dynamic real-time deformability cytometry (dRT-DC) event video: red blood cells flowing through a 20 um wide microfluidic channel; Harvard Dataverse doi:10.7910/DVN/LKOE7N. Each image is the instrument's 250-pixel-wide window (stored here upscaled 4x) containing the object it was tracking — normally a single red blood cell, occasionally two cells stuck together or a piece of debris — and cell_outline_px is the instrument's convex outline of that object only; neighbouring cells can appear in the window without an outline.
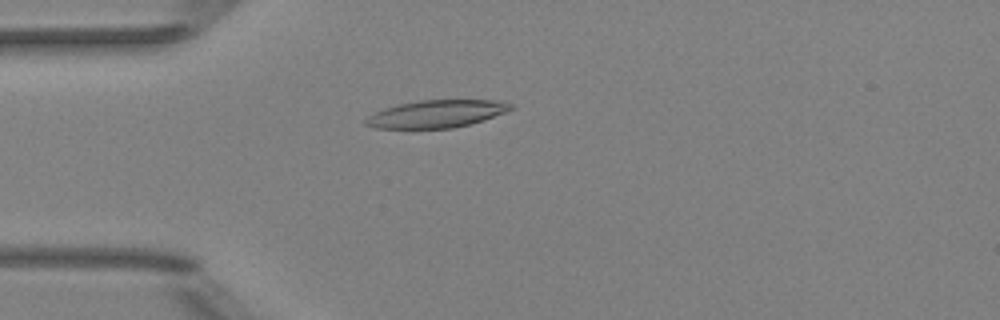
{"species": "Egyptian fruit bat (a non-hibernating species)", "species_latin": "Rousettus aegyptiacus", "temperature_condition": "room temperature", "stored_images_in_passage": 46, "camera_frame_rate_fps": 3000, "um_per_image_px": 0.085, "animal": {"sex": "female"}, "frame": {"image": 1, "passage_image": 9, "time_ms": 2.667, "image_size_px": [1000, 320], "cell_outline_px": [[512, 108], [504, 112], [484, 120], [452, 128], [376, 128], [364, 124], [364, 120], [368, 116], [384, 108], [396, 104], [420, 100], [496, 100], [512, 104]], "centroid_in_image_um": [37.06, 9.67], "position_along_channel_um": 47.9, "area_um2": 23.06}}
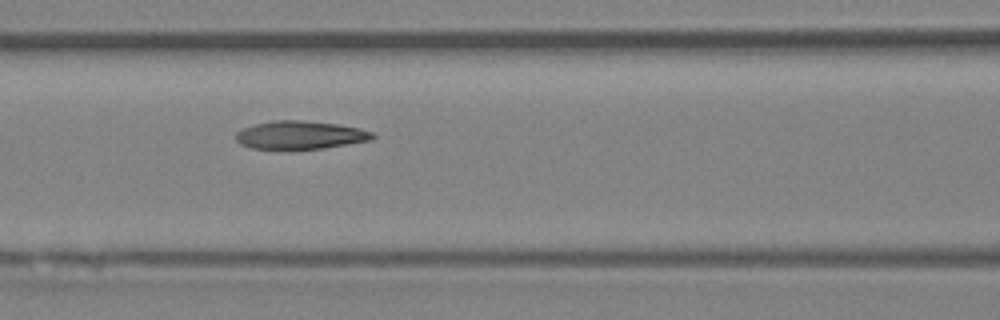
{"frame": {"image": 2, "passage_image": 17, "time_ms": 5.333, "image_size_px": [1000, 320], "cell_outline_px": [[376, 136], [372, 140], [324, 148], [252, 148], [240, 144], [236, 140], [236, 132], [252, 124], [276, 120], [304, 120], [336, 124], [360, 128], [372, 132]], "centroid_in_image_um": [25.53, 11.46], "position_along_channel_um": 141.1, "area_um2": 22.25}}
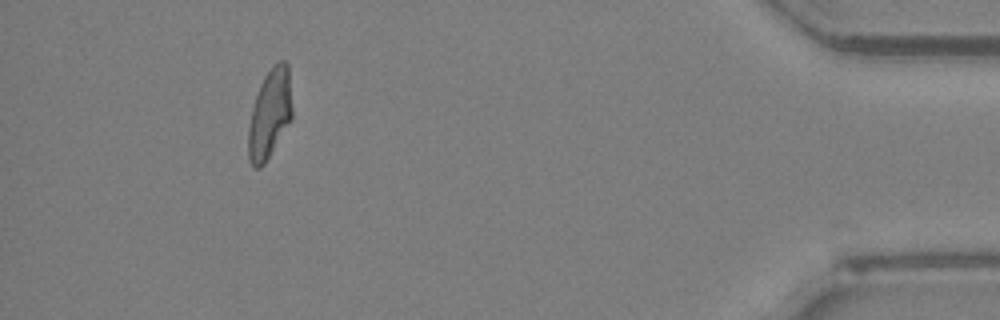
{"frame": {"image": 3, "passage_image": 42, "time_ms": 13.667, "image_size_px": [1000, 320], "cell_outline_px": [[292, 120], [264, 164], [260, 168], [256, 168], [248, 160], [248, 128], [252, 108], [260, 84], [264, 76], [280, 60], [284, 60], [288, 64], [292, 108]], "centroid_in_image_um": [22.93, 9.7], "position_along_channel_um": 412.3, "area_um2": 22.72}, "authors_computed_cell_mechanics": {"area_um2": 23.0622, "velocity_mm_per_s": 4.0099, "shape_relaxation_time_tau1_ms": null, "shape_relaxation_time_tau2_ms": 2.646, "deformation_change_tau1": null, "deformation_change_tau2": 0.0966}}